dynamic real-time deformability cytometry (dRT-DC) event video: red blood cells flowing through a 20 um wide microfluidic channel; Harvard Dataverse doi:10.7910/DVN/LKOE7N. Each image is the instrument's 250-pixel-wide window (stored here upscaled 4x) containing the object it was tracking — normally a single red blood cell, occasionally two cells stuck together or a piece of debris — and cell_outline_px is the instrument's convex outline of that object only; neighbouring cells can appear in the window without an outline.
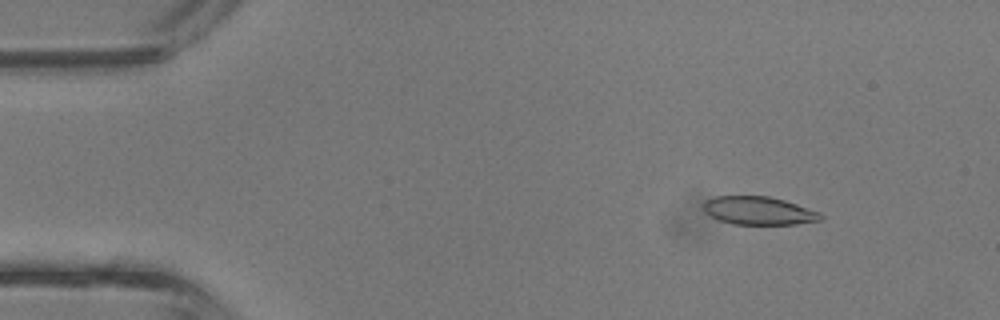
{"species": "common noctule bat (a hibernating species)", "species_latin": "Nyctalus noctula", "temperature_condition": "room temperature", "stored_images_in_passage": 4, "camera_frame_rate_fps": 3000, "um_per_image_px": 0.085, "animal": {"sex": "male", "body_mass_g": 13.3}, "frame": {"image": 1, "passage_image": 2, "time_ms": 0.333, "image_size_px": [1000, 320], "cell_outline_px": [[824, 220], [796, 224], [732, 224], [720, 220], [704, 212], [704, 200], [716, 196], [768, 196], [784, 200], [820, 212], [824, 216]], "centroid_in_image_um": [64.51, 17.91], "position_along_channel_um": 20.5, "area_um2": 19.25}}
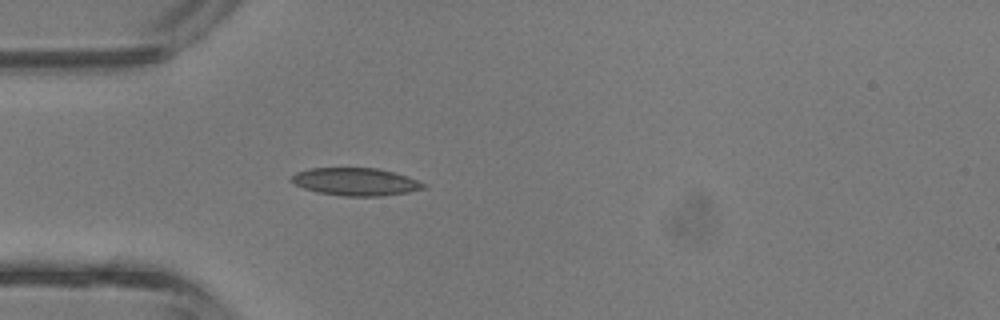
{"frame": {"image": 2, "passage_image": 4, "time_ms": 1.0, "image_size_px": [1000, 320], "cell_outline_px": [[428, 188], [408, 192], [380, 196], [340, 196], [316, 192], [304, 188], [288, 180], [296, 172], [308, 168], [376, 168], [396, 172], [408, 176], [428, 184]], "centroid_in_image_um": [30.26, 15.45], "position_along_channel_um": 54.7, "area_um2": 21.62}}